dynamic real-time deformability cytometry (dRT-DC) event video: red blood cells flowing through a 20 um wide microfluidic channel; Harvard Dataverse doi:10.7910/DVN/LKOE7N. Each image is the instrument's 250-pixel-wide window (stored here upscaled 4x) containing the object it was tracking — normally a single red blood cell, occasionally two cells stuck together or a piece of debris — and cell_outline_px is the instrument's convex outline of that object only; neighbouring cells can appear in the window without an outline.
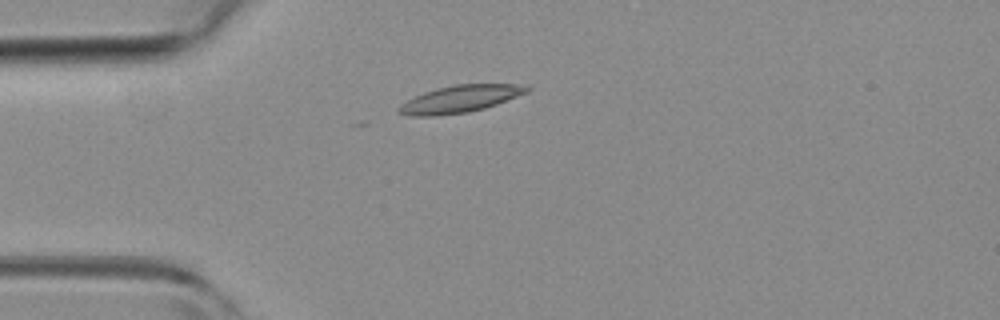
{"species": "common noctule bat (a hibernating species)", "species_latin": "Nyctalus noctula", "temperature_condition": "room temperature", "stored_images_in_passage": 10, "camera_frame_rate_fps": 3000, "um_per_image_px": 0.085, "animal": {"sex": "female", "body_mass_g": 19.3, "forearm_length_mm": 54.1}, "frame": {"image": 1, "passage_image": 1, "time_ms": 0.0, "image_size_px": [1000, 320], "cell_outline_px": [[532, 88], [528, 92], [496, 104], [484, 108], [468, 112], [436, 116], [412, 116], [396, 112], [396, 108], [400, 104], [424, 92], [436, 88], [456, 84], [528, 84]], "centroid_in_image_um": [39.11, 8.4], "position_along_channel_um": 45.9, "area_um2": 20.35}}
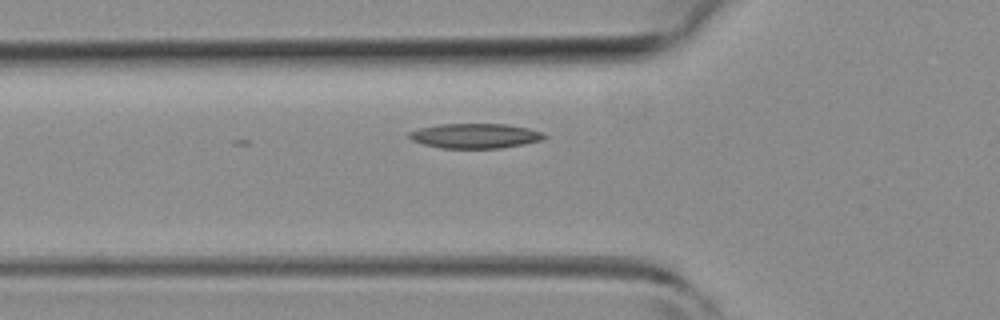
{"frame": {"image": 2, "passage_image": 5, "time_ms": 1.333, "image_size_px": [1000, 320], "cell_outline_px": [[548, 136], [544, 140], [524, 144], [500, 148], [440, 148], [424, 144], [412, 140], [408, 136], [408, 132], [420, 128], [440, 124], [508, 124], [528, 128], [544, 132]], "centroid_in_image_um": [40.44, 11.54], "position_along_channel_um": 85.4, "area_um2": 19.65}}
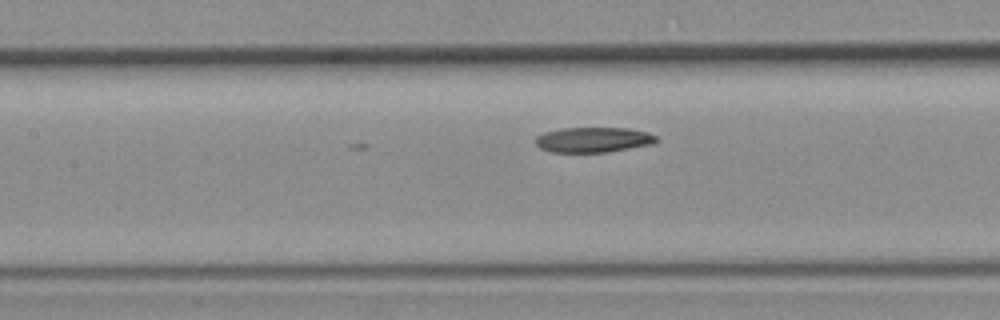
{"frame": {"image": 3, "passage_image": 10, "time_ms": 3.0, "image_size_px": [1000, 320], "cell_outline_px": [[660, 140], [652, 144], [608, 152], [552, 152], [540, 148], [536, 144], [536, 136], [544, 132], [560, 128], [628, 128], [648, 132], [656, 136]], "centroid_in_image_um": [50.44, 11.87], "position_along_channel_um": 157.0, "area_um2": 17.8}}